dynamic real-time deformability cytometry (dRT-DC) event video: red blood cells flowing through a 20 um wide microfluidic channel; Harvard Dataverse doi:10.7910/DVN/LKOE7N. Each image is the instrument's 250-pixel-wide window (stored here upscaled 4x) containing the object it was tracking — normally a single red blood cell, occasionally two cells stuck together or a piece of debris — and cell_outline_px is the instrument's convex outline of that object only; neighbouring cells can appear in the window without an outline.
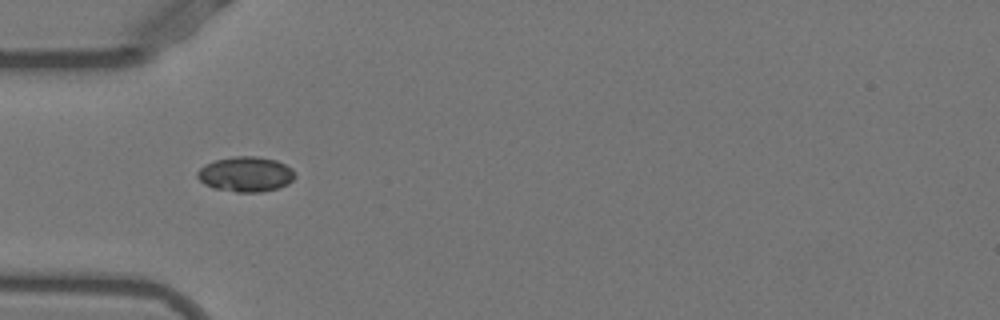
{"species": "Egyptian fruit bat (a non-hibernating species)", "species_latin": "Rousettus aegyptiacus", "temperature_condition": "warm", "stored_images_in_passage": 37, "camera_frame_rate_fps": 3000, "um_per_image_px": 0.085, "animal": {"sex": "female"}, "frame": {"image": 1, "passage_image": 1, "time_ms": 0.0, "image_size_px": [1000, 320], "cell_outline_px": [[296, 176], [288, 184], [276, 188], [260, 192], [236, 192], [212, 188], [204, 184], [196, 176], [196, 172], [204, 164], [216, 160], [236, 156], [256, 156], [276, 160], [292, 168]], "centroid_in_image_um": [20.87, 14.81], "position_along_channel_um": 64.1, "area_um2": 20.0}}
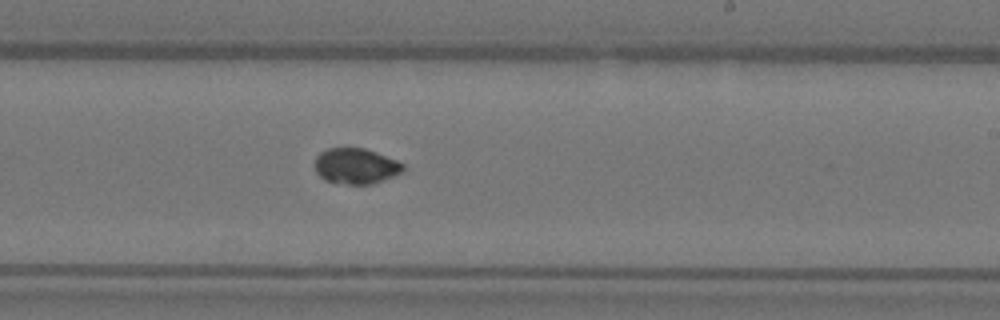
{"frame": {"image": 2, "passage_image": 16, "time_ms": 5.0, "image_size_px": [1000, 320], "cell_outline_px": [[404, 172], [372, 184], [348, 184], [324, 180], [316, 172], [312, 164], [316, 156], [320, 152], [328, 148], [364, 148], [376, 152], [396, 160], [404, 164]], "centroid_in_image_um": [30.22, 14.11], "position_along_channel_um": 258.8, "area_um2": 18.5}}
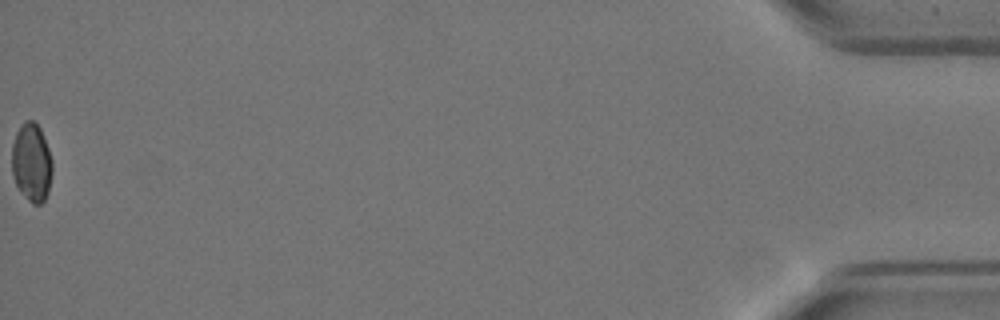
{"frame": {"image": 3, "passage_image": 37, "time_ms": 12.0, "image_size_px": [1000, 320], "cell_outline_px": [[52, 172], [48, 192], [44, 200], [40, 204], [32, 204], [28, 200], [16, 184], [12, 176], [12, 144], [16, 132], [20, 124], [28, 120], [32, 120], [40, 128], [48, 148], [52, 160]], "centroid_in_image_um": [2.68, 13.8], "position_along_channel_um": 432.5, "area_um2": 18.44}}